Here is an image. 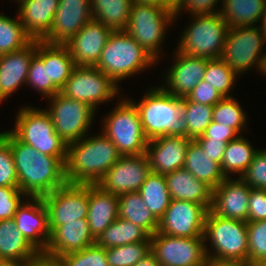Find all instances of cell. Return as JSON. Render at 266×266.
<instances>
[{
  "label": "cell",
  "mask_w": 266,
  "mask_h": 266,
  "mask_svg": "<svg viewBox=\"0 0 266 266\" xmlns=\"http://www.w3.org/2000/svg\"><path fill=\"white\" fill-rule=\"evenodd\" d=\"M25 201L15 213L16 227L39 253H43L50 238L48 213L44 201L42 198L31 197Z\"/></svg>",
  "instance_id": "ffe728a7"
},
{
  "label": "cell",
  "mask_w": 266,
  "mask_h": 266,
  "mask_svg": "<svg viewBox=\"0 0 266 266\" xmlns=\"http://www.w3.org/2000/svg\"><path fill=\"white\" fill-rule=\"evenodd\" d=\"M221 10L229 28L255 26L263 16L266 0H222Z\"/></svg>",
  "instance_id": "4dcf8cb0"
},
{
  "label": "cell",
  "mask_w": 266,
  "mask_h": 266,
  "mask_svg": "<svg viewBox=\"0 0 266 266\" xmlns=\"http://www.w3.org/2000/svg\"><path fill=\"white\" fill-rule=\"evenodd\" d=\"M62 266H108L106 249L94 244L58 258Z\"/></svg>",
  "instance_id": "b9f144b4"
},
{
  "label": "cell",
  "mask_w": 266,
  "mask_h": 266,
  "mask_svg": "<svg viewBox=\"0 0 266 266\" xmlns=\"http://www.w3.org/2000/svg\"><path fill=\"white\" fill-rule=\"evenodd\" d=\"M151 252V240L106 249L108 266H134Z\"/></svg>",
  "instance_id": "60d3db41"
},
{
  "label": "cell",
  "mask_w": 266,
  "mask_h": 266,
  "mask_svg": "<svg viewBox=\"0 0 266 266\" xmlns=\"http://www.w3.org/2000/svg\"><path fill=\"white\" fill-rule=\"evenodd\" d=\"M24 197L28 198L19 187H0V220L14 218Z\"/></svg>",
  "instance_id": "7dc6e473"
},
{
  "label": "cell",
  "mask_w": 266,
  "mask_h": 266,
  "mask_svg": "<svg viewBox=\"0 0 266 266\" xmlns=\"http://www.w3.org/2000/svg\"><path fill=\"white\" fill-rule=\"evenodd\" d=\"M121 157L102 132L67 145L65 176L68 183L97 184Z\"/></svg>",
  "instance_id": "7a4b0ae2"
},
{
  "label": "cell",
  "mask_w": 266,
  "mask_h": 266,
  "mask_svg": "<svg viewBox=\"0 0 266 266\" xmlns=\"http://www.w3.org/2000/svg\"><path fill=\"white\" fill-rule=\"evenodd\" d=\"M17 18L0 14V55L21 50L33 40Z\"/></svg>",
  "instance_id": "8d00e7d4"
},
{
  "label": "cell",
  "mask_w": 266,
  "mask_h": 266,
  "mask_svg": "<svg viewBox=\"0 0 266 266\" xmlns=\"http://www.w3.org/2000/svg\"><path fill=\"white\" fill-rule=\"evenodd\" d=\"M36 55L47 66L48 81H52L60 91L75 67L69 48L66 45L37 40Z\"/></svg>",
  "instance_id": "83f0119b"
},
{
  "label": "cell",
  "mask_w": 266,
  "mask_h": 266,
  "mask_svg": "<svg viewBox=\"0 0 266 266\" xmlns=\"http://www.w3.org/2000/svg\"><path fill=\"white\" fill-rule=\"evenodd\" d=\"M187 98L196 103L214 106L224 97L209 82L201 80Z\"/></svg>",
  "instance_id": "681fc988"
},
{
  "label": "cell",
  "mask_w": 266,
  "mask_h": 266,
  "mask_svg": "<svg viewBox=\"0 0 266 266\" xmlns=\"http://www.w3.org/2000/svg\"><path fill=\"white\" fill-rule=\"evenodd\" d=\"M221 0H182L181 4L174 10L175 17L182 11H188L191 15L213 14L219 12L215 7ZM184 9V10H183Z\"/></svg>",
  "instance_id": "f907efd6"
},
{
  "label": "cell",
  "mask_w": 266,
  "mask_h": 266,
  "mask_svg": "<svg viewBox=\"0 0 266 266\" xmlns=\"http://www.w3.org/2000/svg\"><path fill=\"white\" fill-rule=\"evenodd\" d=\"M157 61L125 30L112 31L96 67L117 85Z\"/></svg>",
  "instance_id": "277c9868"
},
{
  "label": "cell",
  "mask_w": 266,
  "mask_h": 266,
  "mask_svg": "<svg viewBox=\"0 0 266 266\" xmlns=\"http://www.w3.org/2000/svg\"><path fill=\"white\" fill-rule=\"evenodd\" d=\"M49 109H45L51 116L55 132L68 145L89 134L94 121L95 110L75 99L58 92L49 98Z\"/></svg>",
  "instance_id": "7c38bea8"
},
{
  "label": "cell",
  "mask_w": 266,
  "mask_h": 266,
  "mask_svg": "<svg viewBox=\"0 0 266 266\" xmlns=\"http://www.w3.org/2000/svg\"><path fill=\"white\" fill-rule=\"evenodd\" d=\"M0 187H18L14 157L9 143L0 135Z\"/></svg>",
  "instance_id": "bcb514c9"
},
{
  "label": "cell",
  "mask_w": 266,
  "mask_h": 266,
  "mask_svg": "<svg viewBox=\"0 0 266 266\" xmlns=\"http://www.w3.org/2000/svg\"><path fill=\"white\" fill-rule=\"evenodd\" d=\"M256 266H266V261L260 262V263H256Z\"/></svg>",
  "instance_id": "be15d7a7"
},
{
  "label": "cell",
  "mask_w": 266,
  "mask_h": 266,
  "mask_svg": "<svg viewBox=\"0 0 266 266\" xmlns=\"http://www.w3.org/2000/svg\"><path fill=\"white\" fill-rule=\"evenodd\" d=\"M192 22L180 36L179 52L206 59L219 58L226 41L229 26L222 15H192Z\"/></svg>",
  "instance_id": "ba28073f"
},
{
  "label": "cell",
  "mask_w": 266,
  "mask_h": 266,
  "mask_svg": "<svg viewBox=\"0 0 266 266\" xmlns=\"http://www.w3.org/2000/svg\"><path fill=\"white\" fill-rule=\"evenodd\" d=\"M175 52V61L165 76L166 86L161 87L173 96L184 98L203 80L209 59Z\"/></svg>",
  "instance_id": "44dd1931"
},
{
  "label": "cell",
  "mask_w": 266,
  "mask_h": 266,
  "mask_svg": "<svg viewBox=\"0 0 266 266\" xmlns=\"http://www.w3.org/2000/svg\"><path fill=\"white\" fill-rule=\"evenodd\" d=\"M208 266H256L249 261L246 262H209Z\"/></svg>",
  "instance_id": "6f0895ef"
},
{
  "label": "cell",
  "mask_w": 266,
  "mask_h": 266,
  "mask_svg": "<svg viewBox=\"0 0 266 266\" xmlns=\"http://www.w3.org/2000/svg\"><path fill=\"white\" fill-rule=\"evenodd\" d=\"M96 244L87 219L67 221L50 233L46 250L42 253L51 258L83 250Z\"/></svg>",
  "instance_id": "603a6c76"
},
{
  "label": "cell",
  "mask_w": 266,
  "mask_h": 266,
  "mask_svg": "<svg viewBox=\"0 0 266 266\" xmlns=\"http://www.w3.org/2000/svg\"><path fill=\"white\" fill-rule=\"evenodd\" d=\"M151 173L146 153L121 156L97 183L104 191L114 195L139 192L141 185Z\"/></svg>",
  "instance_id": "2e32d148"
},
{
  "label": "cell",
  "mask_w": 266,
  "mask_h": 266,
  "mask_svg": "<svg viewBox=\"0 0 266 266\" xmlns=\"http://www.w3.org/2000/svg\"><path fill=\"white\" fill-rule=\"evenodd\" d=\"M260 23H261L260 30L263 32L266 38V6H265L263 16L261 17Z\"/></svg>",
  "instance_id": "91938a15"
},
{
  "label": "cell",
  "mask_w": 266,
  "mask_h": 266,
  "mask_svg": "<svg viewBox=\"0 0 266 266\" xmlns=\"http://www.w3.org/2000/svg\"><path fill=\"white\" fill-rule=\"evenodd\" d=\"M248 261L256 264L266 261V220L247 222Z\"/></svg>",
  "instance_id": "7bdbcfd3"
},
{
  "label": "cell",
  "mask_w": 266,
  "mask_h": 266,
  "mask_svg": "<svg viewBox=\"0 0 266 266\" xmlns=\"http://www.w3.org/2000/svg\"><path fill=\"white\" fill-rule=\"evenodd\" d=\"M239 136L240 134L234 128L212 121L205 129L204 133L194 140H220L228 143L229 141L237 139Z\"/></svg>",
  "instance_id": "816d5d0a"
},
{
  "label": "cell",
  "mask_w": 266,
  "mask_h": 266,
  "mask_svg": "<svg viewBox=\"0 0 266 266\" xmlns=\"http://www.w3.org/2000/svg\"><path fill=\"white\" fill-rule=\"evenodd\" d=\"M266 220V189H252L249 194L247 222Z\"/></svg>",
  "instance_id": "c3c4849f"
},
{
  "label": "cell",
  "mask_w": 266,
  "mask_h": 266,
  "mask_svg": "<svg viewBox=\"0 0 266 266\" xmlns=\"http://www.w3.org/2000/svg\"><path fill=\"white\" fill-rule=\"evenodd\" d=\"M202 148L204 153H207L213 161L217 162L220 166L225 152L226 142L220 140H195Z\"/></svg>",
  "instance_id": "f5cc1de1"
},
{
  "label": "cell",
  "mask_w": 266,
  "mask_h": 266,
  "mask_svg": "<svg viewBox=\"0 0 266 266\" xmlns=\"http://www.w3.org/2000/svg\"><path fill=\"white\" fill-rule=\"evenodd\" d=\"M174 17V10L170 8L133 3L125 31L158 62L166 29L170 23L174 24Z\"/></svg>",
  "instance_id": "9c48e42d"
},
{
  "label": "cell",
  "mask_w": 266,
  "mask_h": 266,
  "mask_svg": "<svg viewBox=\"0 0 266 266\" xmlns=\"http://www.w3.org/2000/svg\"><path fill=\"white\" fill-rule=\"evenodd\" d=\"M92 19L90 0H59L50 31L41 40L65 45Z\"/></svg>",
  "instance_id": "e0dca14e"
},
{
  "label": "cell",
  "mask_w": 266,
  "mask_h": 266,
  "mask_svg": "<svg viewBox=\"0 0 266 266\" xmlns=\"http://www.w3.org/2000/svg\"><path fill=\"white\" fill-rule=\"evenodd\" d=\"M133 3L142 4V5H154V6H163L174 10L166 0H132Z\"/></svg>",
  "instance_id": "9f6ffc18"
},
{
  "label": "cell",
  "mask_w": 266,
  "mask_h": 266,
  "mask_svg": "<svg viewBox=\"0 0 266 266\" xmlns=\"http://www.w3.org/2000/svg\"><path fill=\"white\" fill-rule=\"evenodd\" d=\"M18 16L25 32L33 40H41L53 23L59 0H18Z\"/></svg>",
  "instance_id": "d4e9b609"
},
{
  "label": "cell",
  "mask_w": 266,
  "mask_h": 266,
  "mask_svg": "<svg viewBox=\"0 0 266 266\" xmlns=\"http://www.w3.org/2000/svg\"><path fill=\"white\" fill-rule=\"evenodd\" d=\"M9 143L18 177L19 189L29 198H42L67 183L66 158L40 153L19 141L9 130L0 132Z\"/></svg>",
  "instance_id": "6da1fadb"
},
{
  "label": "cell",
  "mask_w": 266,
  "mask_h": 266,
  "mask_svg": "<svg viewBox=\"0 0 266 266\" xmlns=\"http://www.w3.org/2000/svg\"><path fill=\"white\" fill-rule=\"evenodd\" d=\"M118 205V195L104 191L97 184H89L87 221L96 240L118 218Z\"/></svg>",
  "instance_id": "484cf974"
},
{
  "label": "cell",
  "mask_w": 266,
  "mask_h": 266,
  "mask_svg": "<svg viewBox=\"0 0 266 266\" xmlns=\"http://www.w3.org/2000/svg\"><path fill=\"white\" fill-rule=\"evenodd\" d=\"M116 105L104 118L101 132L114 143L121 156L146 153L148 139L136 106L129 98L122 99Z\"/></svg>",
  "instance_id": "52a82bcc"
},
{
  "label": "cell",
  "mask_w": 266,
  "mask_h": 266,
  "mask_svg": "<svg viewBox=\"0 0 266 266\" xmlns=\"http://www.w3.org/2000/svg\"><path fill=\"white\" fill-rule=\"evenodd\" d=\"M165 179L171 199L195 202L210 210L212 189L185 168L166 174Z\"/></svg>",
  "instance_id": "4316f807"
},
{
  "label": "cell",
  "mask_w": 266,
  "mask_h": 266,
  "mask_svg": "<svg viewBox=\"0 0 266 266\" xmlns=\"http://www.w3.org/2000/svg\"><path fill=\"white\" fill-rule=\"evenodd\" d=\"M166 2L175 10L182 2V0H166Z\"/></svg>",
  "instance_id": "6125c7cd"
},
{
  "label": "cell",
  "mask_w": 266,
  "mask_h": 266,
  "mask_svg": "<svg viewBox=\"0 0 266 266\" xmlns=\"http://www.w3.org/2000/svg\"><path fill=\"white\" fill-rule=\"evenodd\" d=\"M39 109L31 105L19 109L15 128L9 131L19 141L34 147L40 153L67 158V144L55 132L51 116L45 109Z\"/></svg>",
  "instance_id": "8992f818"
},
{
  "label": "cell",
  "mask_w": 266,
  "mask_h": 266,
  "mask_svg": "<svg viewBox=\"0 0 266 266\" xmlns=\"http://www.w3.org/2000/svg\"><path fill=\"white\" fill-rule=\"evenodd\" d=\"M151 252L161 266H208L204 236L174 237L156 232L150 236Z\"/></svg>",
  "instance_id": "4fadbf2b"
},
{
  "label": "cell",
  "mask_w": 266,
  "mask_h": 266,
  "mask_svg": "<svg viewBox=\"0 0 266 266\" xmlns=\"http://www.w3.org/2000/svg\"><path fill=\"white\" fill-rule=\"evenodd\" d=\"M196 179L207 184L212 190L226 177L220 165L204 153L199 144L192 140L187 148L184 166Z\"/></svg>",
  "instance_id": "f546056e"
},
{
  "label": "cell",
  "mask_w": 266,
  "mask_h": 266,
  "mask_svg": "<svg viewBox=\"0 0 266 266\" xmlns=\"http://www.w3.org/2000/svg\"><path fill=\"white\" fill-rule=\"evenodd\" d=\"M204 240H210L213 250L205 244L209 262L248 261L246 221L224 218L208 210L205 217Z\"/></svg>",
  "instance_id": "5b68a950"
},
{
  "label": "cell",
  "mask_w": 266,
  "mask_h": 266,
  "mask_svg": "<svg viewBox=\"0 0 266 266\" xmlns=\"http://www.w3.org/2000/svg\"><path fill=\"white\" fill-rule=\"evenodd\" d=\"M119 89L118 85L96 66H75L60 93L96 110L99 104L118 96Z\"/></svg>",
  "instance_id": "8fae6325"
},
{
  "label": "cell",
  "mask_w": 266,
  "mask_h": 266,
  "mask_svg": "<svg viewBox=\"0 0 266 266\" xmlns=\"http://www.w3.org/2000/svg\"><path fill=\"white\" fill-rule=\"evenodd\" d=\"M112 29L92 19L65 45L75 66H96Z\"/></svg>",
  "instance_id": "d6986e66"
},
{
  "label": "cell",
  "mask_w": 266,
  "mask_h": 266,
  "mask_svg": "<svg viewBox=\"0 0 266 266\" xmlns=\"http://www.w3.org/2000/svg\"><path fill=\"white\" fill-rule=\"evenodd\" d=\"M89 184L66 183L42 197L50 233L67 221L87 219Z\"/></svg>",
  "instance_id": "5bb4252c"
},
{
  "label": "cell",
  "mask_w": 266,
  "mask_h": 266,
  "mask_svg": "<svg viewBox=\"0 0 266 266\" xmlns=\"http://www.w3.org/2000/svg\"><path fill=\"white\" fill-rule=\"evenodd\" d=\"M39 254L18 230L14 218L0 220V259L31 261Z\"/></svg>",
  "instance_id": "f1b7e54d"
},
{
  "label": "cell",
  "mask_w": 266,
  "mask_h": 266,
  "mask_svg": "<svg viewBox=\"0 0 266 266\" xmlns=\"http://www.w3.org/2000/svg\"><path fill=\"white\" fill-rule=\"evenodd\" d=\"M147 92L140 102L131 101L138 110L142 129L148 141L166 135L188 137L182 98L173 96L161 86H155Z\"/></svg>",
  "instance_id": "3957f363"
},
{
  "label": "cell",
  "mask_w": 266,
  "mask_h": 266,
  "mask_svg": "<svg viewBox=\"0 0 266 266\" xmlns=\"http://www.w3.org/2000/svg\"><path fill=\"white\" fill-rule=\"evenodd\" d=\"M134 266H161L155 258V255L150 252L144 258L139 260Z\"/></svg>",
  "instance_id": "11a10c76"
},
{
  "label": "cell",
  "mask_w": 266,
  "mask_h": 266,
  "mask_svg": "<svg viewBox=\"0 0 266 266\" xmlns=\"http://www.w3.org/2000/svg\"><path fill=\"white\" fill-rule=\"evenodd\" d=\"M237 77L226 63L216 58L208 60L203 80L209 82L223 97H232L230 92L235 87Z\"/></svg>",
  "instance_id": "f35d334b"
},
{
  "label": "cell",
  "mask_w": 266,
  "mask_h": 266,
  "mask_svg": "<svg viewBox=\"0 0 266 266\" xmlns=\"http://www.w3.org/2000/svg\"><path fill=\"white\" fill-rule=\"evenodd\" d=\"M250 190L251 187L239 177L225 178L212 190L210 211L224 218L247 222Z\"/></svg>",
  "instance_id": "ac0fdd59"
},
{
  "label": "cell",
  "mask_w": 266,
  "mask_h": 266,
  "mask_svg": "<svg viewBox=\"0 0 266 266\" xmlns=\"http://www.w3.org/2000/svg\"><path fill=\"white\" fill-rule=\"evenodd\" d=\"M193 139L181 136H160L148 141L146 155L151 172L166 175L184 166L189 143Z\"/></svg>",
  "instance_id": "7402d4cb"
},
{
  "label": "cell",
  "mask_w": 266,
  "mask_h": 266,
  "mask_svg": "<svg viewBox=\"0 0 266 266\" xmlns=\"http://www.w3.org/2000/svg\"><path fill=\"white\" fill-rule=\"evenodd\" d=\"M258 150L253 148L248 139L241 135L226 144L222 158L221 171L228 178V174H239V178L253 161V157Z\"/></svg>",
  "instance_id": "e575fe53"
},
{
  "label": "cell",
  "mask_w": 266,
  "mask_h": 266,
  "mask_svg": "<svg viewBox=\"0 0 266 266\" xmlns=\"http://www.w3.org/2000/svg\"><path fill=\"white\" fill-rule=\"evenodd\" d=\"M26 83L39 91L40 95H44V98L49 99L60 92L52 81H48L47 66H44L43 61L36 54L30 62Z\"/></svg>",
  "instance_id": "ee69618b"
},
{
  "label": "cell",
  "mask_w": 266,
  "mask_h": 266,
  "mask_svg": "<svg viewBox=\"0 0 266 266\" xmlns=\"http://www.w3.org/2000/svg\"><path fill=\"white\" fill-rule=\"evenodd\" d=\"M28 266H62L58 259L40 253L36 258L28 261Z\"/></svg>",
  "instance_id": "db71d44e"
},
{
  "label": "cell",
  "mask_w": 266,
  "mask_h": 266,
  "mask_svg": "<svg viewBox=\"0 0 266 266\" xmlns=\"http://www.w3.org/2000/svg\"><path fill=\"white\" fill-rule=\"evenodd\" d=\"M183 116L188 124V138L195 139L201 136L213 121V108L205 104L182 98Z\"/></svg>",
  "instance_id": "74e56055"
},
{
  "label": "cell",
  "mask_w": 266,
  "mask_h": 266,
  "mask_svg": "<svg viewBox=\"0 0 266 266\" xmlns=\"http://www.w3.org/2000/svg\"><path fill=\"white\" fill-rule=\"evenodd\" d=\"M139 193L148 209L159 220L171 202L165 175L151 172L141 185Z\"/></svg>",
  "instance_id": "d590c367"
},
{
  "label": "cell",
  "mask_w": 266,
  "mask_h": 266,
  "mask_svg": "<svg viewBox=\"0 0 266 266\" xmlns=\"http://www.w3.org/2000/svg\"><path fill=\"white\" fill-rule=\"evenodd\" d=\"M118 218L125 219L143 228L150 236L158 230L159 220L143 202L139 192H129L118 196Z\"/></svg>",
  "instance_id": "1f68e13d"
},
{
  "label": "cell",
  "mask_w": 266,
  "mask_h": 266,
  "mask_svg": "<svg viewBox=\"0 0 266 266\" xmlns=\"http://www.w3.org/2000/svg\"><path fill=\"white\" fill-rule=\"evenodd\" d=\"M36 50L37 40H32L21 50L0 55V103L26 84Z\"/></svg>",
  "instance_id": "cb8c5ba5"
},
{
  "label": "cell",
  "mask_w": 266,
  "mask_h": 266,
  "mask_svg": "<svg viewBox=\"0 0 266 266\" xmlns=\"http://www.w3.org/2000/svg\"><path fill=\"white\" fill-rule=\"evenodd\" d=\"M0 266H28V261L0 259Z\"/></svg>",
  "instance_id": "680465c9"
},
{
  "label": "cell",
  "mask_w": 266,
  "mask_h": 266,
  "mask_svg": "<svg viewBox=\"0 0 266 266\" xmlns=\"http://www.w3.org/2000/svg\"><path fill=\"white\" fill-rule=\"evenodd\" d=\"M240 178L252 189H266V149H258Z\"/></svg>",
  "instance_id": "f6af8a7d"
},
{
  "label": "cell",
  "mask_w": 266,
  "mask_h": 266,
  "mask_svg": "<svg viewBox=\"0 0 266 266\" xmlns=\"http://www.w3.org/2000/svg\"><path fill=\"white\" fill-rule=\"evenodd\" d=\"M90 2L93 19L113 31L126 29L132 0H90Z\"/></svg>",
  "instance_id": "836d02e7"
},
{
  "label": "cell",
  "mask_w": 266,
  "mask_h": 266,
  "mask_svg": "<svg viewBox=\"0 0 266 266\" xmlns=\"http://www.w3.org/2000/svg\"><path fill=\"white\" fill-rule=\"evenodd\" d=\"M265 42L259 25L229 28L219 58L238 76L254 66L259 70Z\"/></svg>",
  "instance_id": "30bf717a"
},
{
  "label": "cell",
  "mask_w": 266,
  "mask_h": 266,
  "mask_svg": "<svg viewBox=\"0 0 266 266\" xmlns=\"http://www.w3.org/2000/svg\"><path fill=\"white\" fill-rule=\"evenodd\" d=\"M259 71L261 72V74H265L266 75V52H264L262 59H261V64L259 67Z\"/></svg>",
  "instance_id": "94428289"
},
{
  "label": "cell",
  "mask_w": 266,
  "mask_h": 266,
  "mask_svg": "<svg viewBox=\"0 0 266 266\" xmlns=\"http://www.w3.org/2000/svg\"><path fill=\"white\" fill-rule=\"evenodd\" d=\"M149 238L150 235L140 226L117 218L103 231L96 240V244L107 249L147 241Z\"/></svg>",
  "instance_id": "d6a6232c"
},
{
  "label": "cell",
  "mask_w": 266,
  "mask_h": 266,
  "mask_svg": "<svg viewBox=\"0 0 266 266\" xmlns=\"http://www.w3.org/2000/svg\"><path fill=\"white\" fill-rule=\"evenodd\" d=\"M246 117L240 103L233 97H224L213 108V121L234 128L239 134L246 128Z\"/></svg>",
  "instance_id": "ab89813d"
},
{
  "label": "cell",
  "mask_w": 266,
  "mask_h": 266,
  "mask_svg": "<svg viewBox=\"0 0 266 266\" xmlns=\"http://www.w3.org/2000/svg\"><path fill=\"white\" fill-rule=\"evenodd\" d=\"M207 211L202 204L171 199L170 205L159 219L157 232L185 238L204 236Z\"/></svg>",
  "instance_id": "9a60e30c"
}]
</instances>
